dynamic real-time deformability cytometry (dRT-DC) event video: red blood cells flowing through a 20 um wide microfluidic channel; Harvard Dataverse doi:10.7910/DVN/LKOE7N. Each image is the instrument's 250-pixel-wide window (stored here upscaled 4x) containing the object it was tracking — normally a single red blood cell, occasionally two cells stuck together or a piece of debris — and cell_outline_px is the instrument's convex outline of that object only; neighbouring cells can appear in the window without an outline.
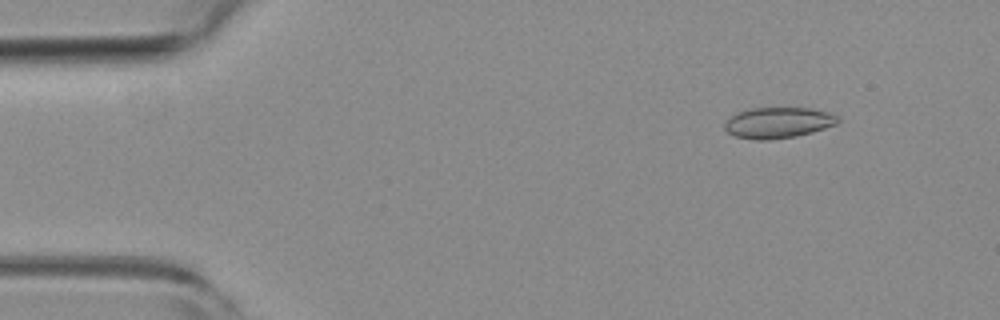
{"species": "common noctule bat (a hibernating species)", "species_latin": "Nyctalus noctula", "temperature_condition": "room temperature", "stored_images_in_passage": 54, "camera_frame_rate_fps": 3000, "um_per_image_px": 0.085, "animal": {"sex": "female", "body_mass_g": 19.3, "forearm_length_mm": 54.1}, "frame": {"image": 1, "passage_image": 6, "time_ms": 1.667, "image_size_px": [1000, 320], "cell_outline_px": [[840, 120], [836, 124], [812, 132], [796, 136], [768, 140], [756, 140], [736, 136], [728, 132], [724, 128], [724, 124], [736, 112], [752, 108], [808, 108], [828, 112], [836, 116]], "centroid_in_image_um": [66.13, 10.43], "position_along_channel_um": 18.9, "area_um2": 20.17}}
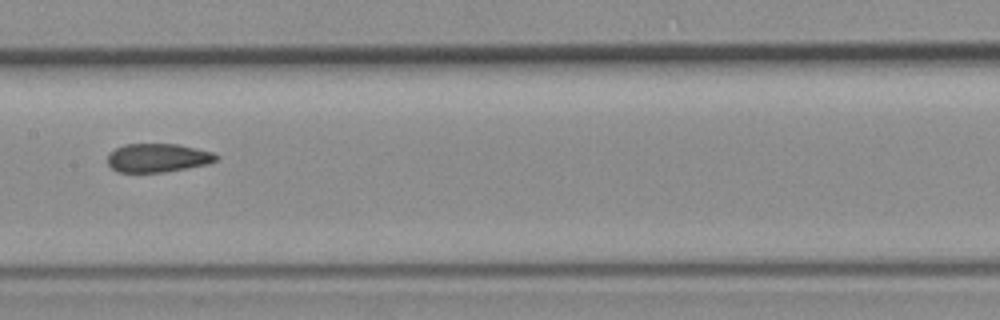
{"frame": {"image": 2, "passage_image": 27, "time_ms": 8.667, "image_size_px": [1000, 320], "cell_outline_px": [[220, 156], [216, 160], [208, 164], [164, 172], [116, 172], [108, 164], [108, 156], [116, 148], [124, 144], [176, 144], [196, 148], [212, 152]], "centroid_in_image_um": [13.42, 13.42], "position_along_channel_um": 194.0, "area_um2": 18.03}}
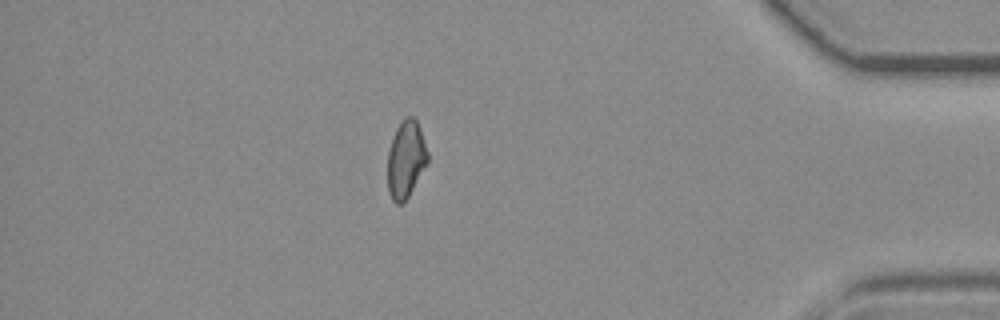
{"frame": {"image": 3, "passage_image": 47, "time_ms": 15.333, "image_size_px": [1000, 320], "cell_outline_px": [[428, 160], [404, 204], [396, 204], [392, 200], [388, 192], [388, 152], [396, 128], [400, 120], [404, 116], [412, 116], [416, 120], [420, 128], [428, 152]], "centroid_in_image_um": [34.49, 13.53], "position_along_channel_um": 400.7, "area_um2": 17.98}, "authors_computed_cell_mechanics": {"area_um2": 19.074, "velocity_mm_per_s": 3.7674, "shape_relaxation_time_tau1_ms": null, "shape_relaxation_time_tau2_ms": 3.3308, "deformation_change_tau1": null, "deformation_change_tau2": 0.0694}}